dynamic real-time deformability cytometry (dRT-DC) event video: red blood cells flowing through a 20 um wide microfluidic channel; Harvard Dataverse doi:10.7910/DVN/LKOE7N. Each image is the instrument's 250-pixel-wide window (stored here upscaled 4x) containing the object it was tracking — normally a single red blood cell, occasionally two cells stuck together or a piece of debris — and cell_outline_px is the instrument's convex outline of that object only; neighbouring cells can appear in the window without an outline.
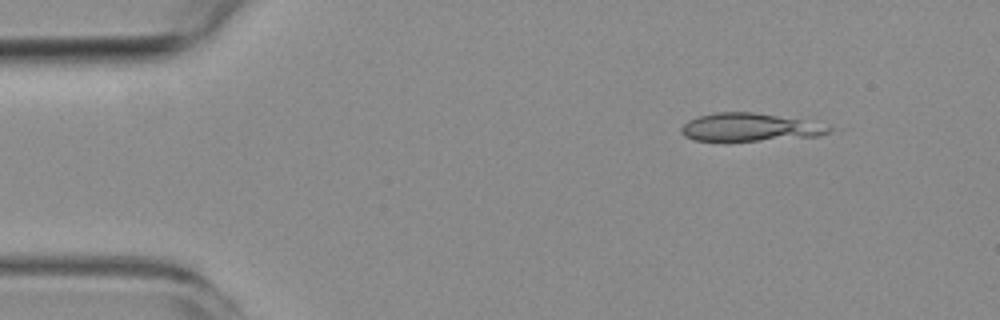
{"species": "common noctule bat (a hibernating species)", "species_latin": "Nyctalus noctula", "temperature_condition": "room temperature", "stored_images_in_passage": 6, "camera_frame_rate_fps": 3000, "um_per_image_px": 0.085, "animal": {"sex": "female", "body_mass_g": 19.3, "forearm_length_mm": 54.1}, "frame": {"image": 1, "passage_image": 2, "time_ms": 1.333, "image_size_px": [1000, 320], "cell_outline_px": [[832, 128], [828, 132], [820, 136], [760, 140], [692, 140], [684, 136], [680, 132], [680, 128], [688, 120], [700, 116], [716, 112], [752, 112], [800, 120]], "centroid_in_image_um": [63.61, 10.82], "position_along_channel_um": 21.4, "area_um2": 23.35}}